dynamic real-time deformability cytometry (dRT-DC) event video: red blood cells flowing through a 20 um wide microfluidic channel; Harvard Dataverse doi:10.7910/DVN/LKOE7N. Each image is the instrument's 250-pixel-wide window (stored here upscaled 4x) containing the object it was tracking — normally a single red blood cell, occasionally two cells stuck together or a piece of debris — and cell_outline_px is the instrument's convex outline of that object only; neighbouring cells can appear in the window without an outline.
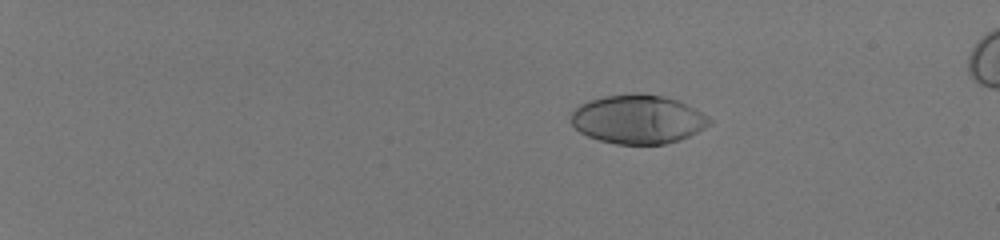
{"species": "human", "species_latin": "Homo sapiens", "temperature_condition": "room temperature", "stored_images_in_passage": 45, "camera_frame_rate_fps": 3000, "um_per_image_px": 0.085, "donor": {"sex": "male"}, "frame": {"image": 1, "passage_image": 1, "time_ms": 0.0, "image_size_px": [1000, 240], "cell_outline_px": [[712, 124], [680, 140], [664, 144], [616, 144], [600, 140], [588, 136], [580, 132], [568, 120], [568, 116], [580, 104], [588, 100], [604, 96], [632, 92], [644, 92], [664, 96], [680, 100], [708, 116], [712, 120]], "centroid_in_image_um": [54.21, 10.11], "position_along_channel_um": 30.8, "area_um2": 40.0}}
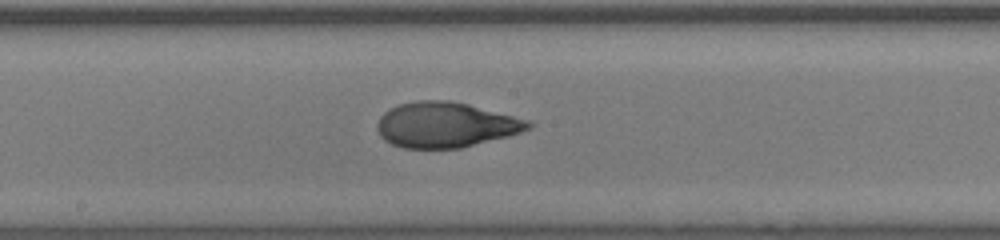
{"frame": {"image": 2, "passage_image": 25, "time_ms": 8.0, "image_size_px": [1000, 240], "cell_outline_px": [[536, 124], [532, 128], [508, 136], [460, 148], [404, 148], [392, 144], [384, 140], [380, 136], [376, 128], [376, 124], [380, 116], [388, 108], [396, 104], [416, 100], [448, 100], [468, 104], [528, 120]], "centroid_in_image_um": [37.84, 10.6], "position_along_channel_um": 210.4, "area_um2": 40.06}}
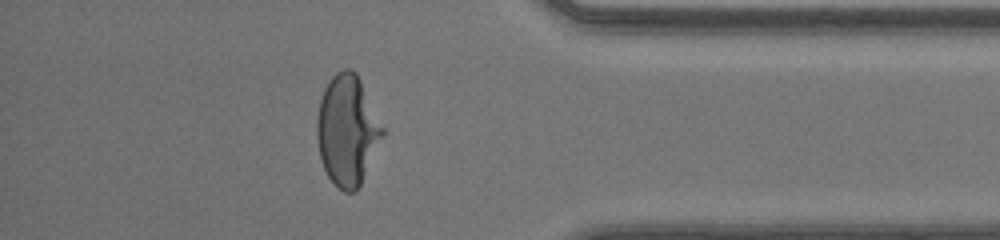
{"frame": {"image": 3, "passage_image": 40, "time_ms": 13.0, "image_size_px": [1000, 240], "cell_outline_px": [[384, 132], [360, 184], [356, 192], [344, 192], [328, 176], [324, 168], [320, 156], [316, 136], [316, 120], [320, 100], [324, 88], [328, 80], [336, 72], [344, 68], [348, 68], [356, 72], [384, 128]], "centroid_in_image_um": [29.49, 11.04], "position_along_channel_um": 405.7, "area_um2": 41.62}, "authors_computed_cell_mechanics": {"area_um2": 39.5352, "velocity_mm_per_s": 4.1424, "shape_relaxation_time_tau1_ms": 4.8977, "shape_relaxation_time_tau2_ms": 0.6835, "deformation_change_tau1": 0.2676, "deformation_change_tau2": 0.0609}}